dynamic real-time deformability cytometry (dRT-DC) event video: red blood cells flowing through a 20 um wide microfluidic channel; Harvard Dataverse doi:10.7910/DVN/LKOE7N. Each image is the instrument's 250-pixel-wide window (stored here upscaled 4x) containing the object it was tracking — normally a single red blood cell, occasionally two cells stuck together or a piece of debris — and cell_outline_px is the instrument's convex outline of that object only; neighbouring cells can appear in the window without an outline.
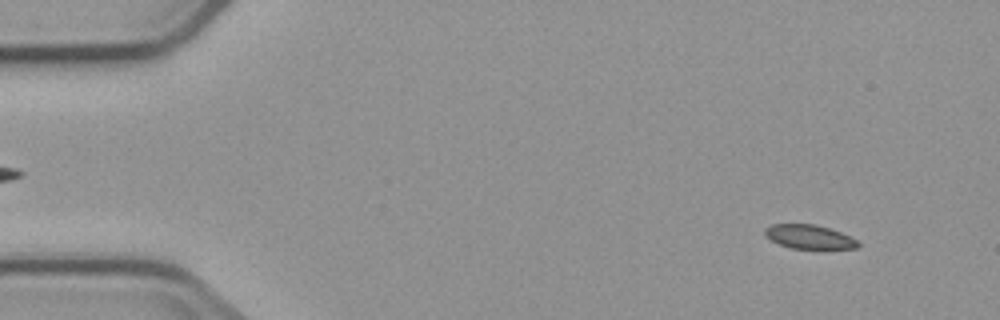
{"species": "common noctule bat (a hibernating species)", "species_latin": "Nyctalus noctula", "temperature_condition": "cold", "stored_images_in_passage": 4, "camera_frame_rate_fps": 3000, "um_per_image_px": 0.085, "animal": {"sex": "male", "body_mass_g": 23.1, "forearm_length_mm": 52.7}, "frame": {"image": 1, "passage_image": 1, "time_ms": 0.0, "image_size_px": [1000, 320], "cell_outline_px": [[860, 248], [792, 248], [780, 244], [764, 236], [764, 228], [772, 224], [816, 224], [840, 232], [856, 240], [860, 244]], "centroid_in_image_um": [68.75, 20.12], "position_along_channel_um": 16.2, "area_um2": 12.83}}
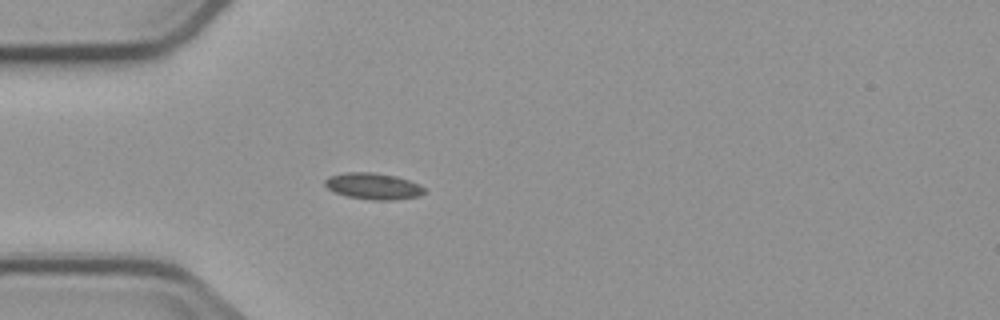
{"frame": {"image": 2, "passage_image": 4, "time_ms": 3.667, "image_size_px": [1000, 320], "cell_outline_px": [[424, 192], [420, 196], [392, 200], [372, 200], [348, 196], [332, 192], [324, 184], [324, 180], [328, 176], [344, 172], [372, 172], [396, 176], [420, 184], [424, 188]], "centroid_in_image_um": [31.7, 15.82], "position_along_channel_um": 53.3, "area_um2": 15.37}}